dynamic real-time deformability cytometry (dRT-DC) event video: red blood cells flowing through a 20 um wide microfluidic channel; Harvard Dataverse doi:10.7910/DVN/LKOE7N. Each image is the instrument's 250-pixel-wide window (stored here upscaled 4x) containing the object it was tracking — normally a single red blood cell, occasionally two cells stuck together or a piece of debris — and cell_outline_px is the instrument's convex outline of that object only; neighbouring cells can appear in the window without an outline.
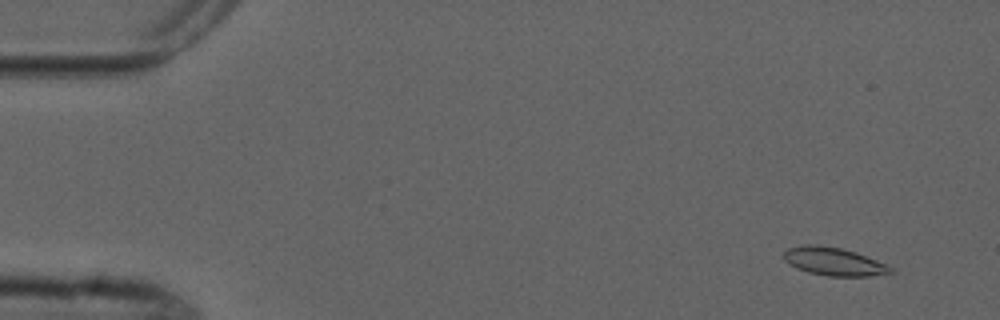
{"species": "common noctule bat (a hibernating species)", "species_latin": "Nyctalus noctula", "temperature_condition": "cold", "stored_images_in_passage": 5, "camera_frame_rate_fps": 3000, "um_per_image_px": 0.085, "animal": {"sex": "male", "forearm_length_mm": 52.5}, "frame": {"image": 1, "passage_image": 1, "time_ms": 0.0, "image_size_px": [1000, 320], "cell_outline_px": [[896, 272], [868, 276], [828, 276], [808, 272], [796, 268], [784, 260], [784, 252], [788, 248], [800, 244], [816, 244], [840, 248], [856, 252], [876, 260], [892, 268]], "centroid_in_image_um": [70.84, 22.22], "position_along_channel_um": 14.2, "area_um2": 17.46}}
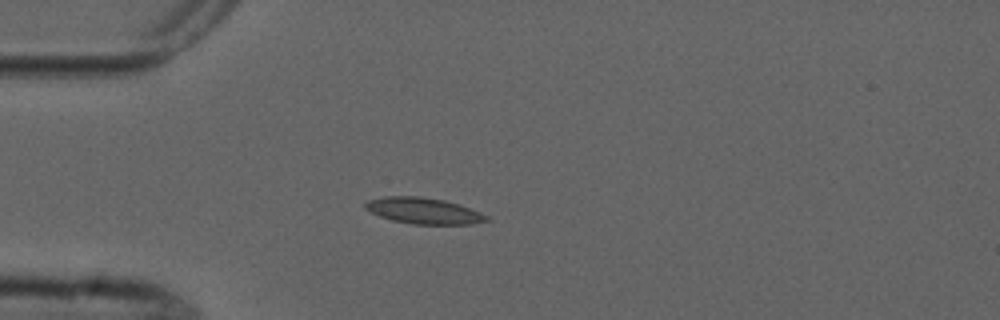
{"frame": {"image": 2, "passage_image": 4, "time_ms": 3.667, "image_size_px": [1000, 320], "cell_outline_px": [[492, 220], [472, 224], [412, 224], [392, 220], [380, 216], [364, 208], [364, 204], [368, 200], [384, 196], [420, 196], [444, 200], [460, 204], [480, 212], [488, 216]], "centroid_in_image_um": [36.03, 17.91], "position_along_channel_um": 49.0, "area_um2": 18.55}}